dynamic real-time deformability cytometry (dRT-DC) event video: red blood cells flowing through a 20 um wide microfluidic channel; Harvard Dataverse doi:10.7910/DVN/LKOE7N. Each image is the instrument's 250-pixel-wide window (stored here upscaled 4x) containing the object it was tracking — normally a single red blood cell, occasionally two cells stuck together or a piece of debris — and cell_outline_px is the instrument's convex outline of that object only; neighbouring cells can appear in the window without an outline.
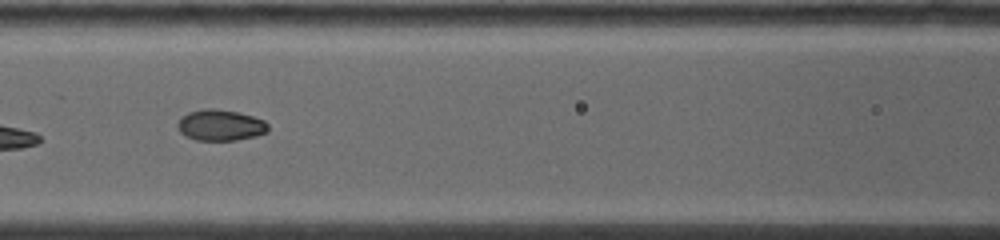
{"species": "common noctule bat (a hibernating species)", "species_latin": "Nyctalus noctula", "temperature_condition": "warm", "stored_images_in_passage": 21, "camera_frame_rate_fps": 5000, "um_per_image_px": 0.085, "animal": {"sex": "female", "body_mass_g": 19.0, "forearm_length_mm": 53.3}, "frame": {"image": 1, "passage_image": 7, "time_ms": 3.4, "image_size_px": [1000, 240], "cell_outline_px": [[268, 132], [256, 136], [236, 140], [196, 140], [184, 136], [176, 128], [176, 124], [188, 112], [204, 108], [212, 108], [236, 112], [252, 116], [264, 120], [268, 124]], "centroid_in_image_um": [18.72, 10.65], "position_along_channel_um": 147.9, "area_um2": 16.42}}
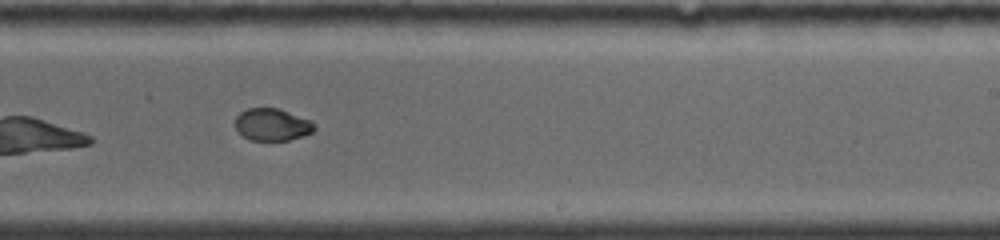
{"frame": {"image": 2, "passage_image": 12, "time_ms": 6.4, "image_size_px": [1000, 240], "cell_outline_px": [[316, 128], [312, 132], [304, 136], [288, 140], [248, 140], [236, 128], [236, 116], [240, 112], [248, 108], [280, 108], [312, 120]], "centroid_in_image_um": [23.17, 10.58], "position_along_channel_um": 265.8, "area_um2": 14.97}}
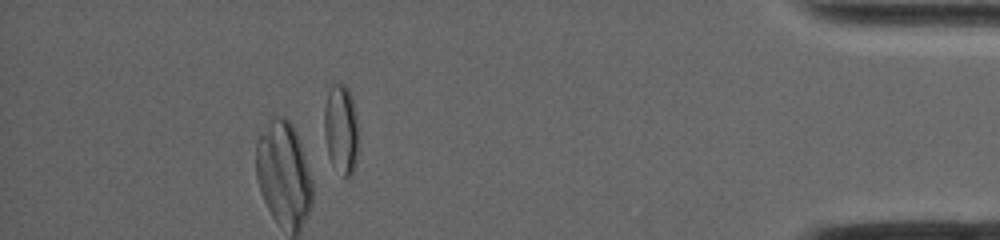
{"frame": {"image": 3, "passage_image": 21, "time_ms": 11.4, "image_size_px": [1000, 240], "cell_outline_px": [[360, 148], [356, 164], [352, 176], [344, 176], [332, 164], [328, 156], [324, 136], [324, 108], [328, 92], [332, 84], [344, 84], [348, 88], [352, 96], [356, 116]], "centroid_in_image_um": [29.01, 11.01], "position_along_channel_um": 406.2, "area_um2": 18.44}}